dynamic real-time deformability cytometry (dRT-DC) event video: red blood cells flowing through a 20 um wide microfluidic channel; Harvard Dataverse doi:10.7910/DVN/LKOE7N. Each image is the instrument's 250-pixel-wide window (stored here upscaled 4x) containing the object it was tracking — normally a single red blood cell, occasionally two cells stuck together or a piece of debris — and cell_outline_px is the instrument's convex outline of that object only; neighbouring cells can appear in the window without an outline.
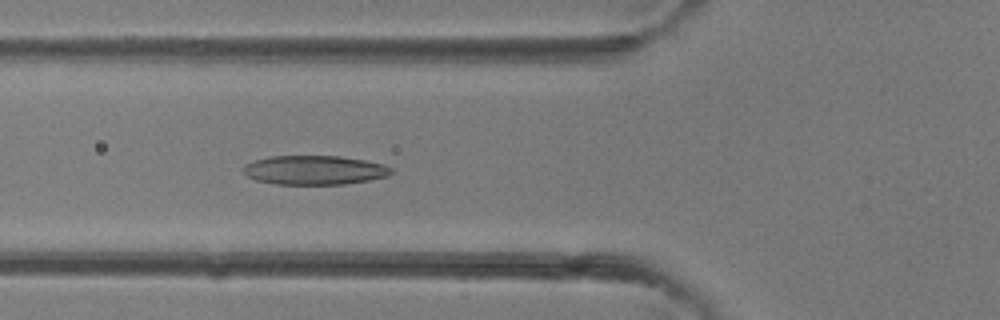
{"species": "common noctule bat (a hibernating species)", "species_latin": "Nyctalus noctula", "temperature_condition": "room temperature", "stored_images_in_passage": 40, "camera_frame_rate_fps": 3000, "um_per_image_px": 0.085, "animal": {"sex": "female"}, "frame": {"image": 1, "passage_image": 15, "time_ms": 4.667, "image_size_px": [1000, 320], "cell_outline_px": [[392, 172], [388, 176], [368, 180], [344, 184], [276, 184], [256, 180], [248, 176], [244, 172], [244, 164], [268, 156], [340, 156], [364, 160], [384, 164], [392, 168]], "centroid_in_image_um": [26.74, 14.45], "position_along_channel_um": 99.1, "area_um2": 25.03}}
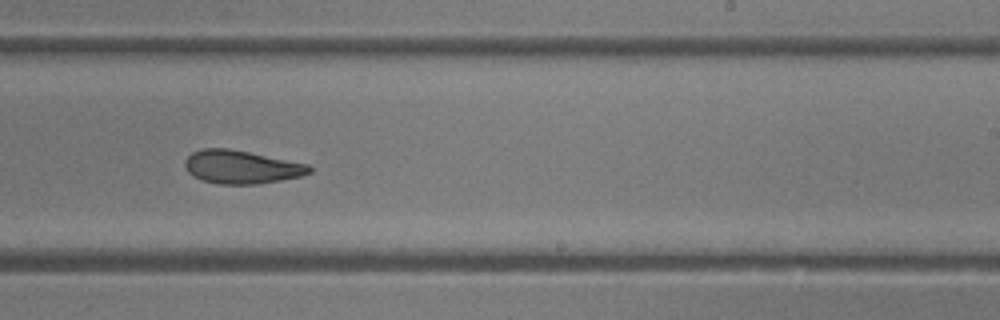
{"frame": {"image": 2, "passage_image": 25, "time_ms": 8.0, "image_size_px": [1000, 320], "cell_outline_px": [[312, 172], [300, 176], [280, 180], [256, 184], [216, 184], [200, 180], [188, 172], [184, 164], [184, 160], [192, 152], [200, 148], [228, 148], [308, 164], [312, 168]], "centroid_in_image_um": [20.47, 14.19], "position_along_channel_um": 268.5, "area_um2": 24.1}}
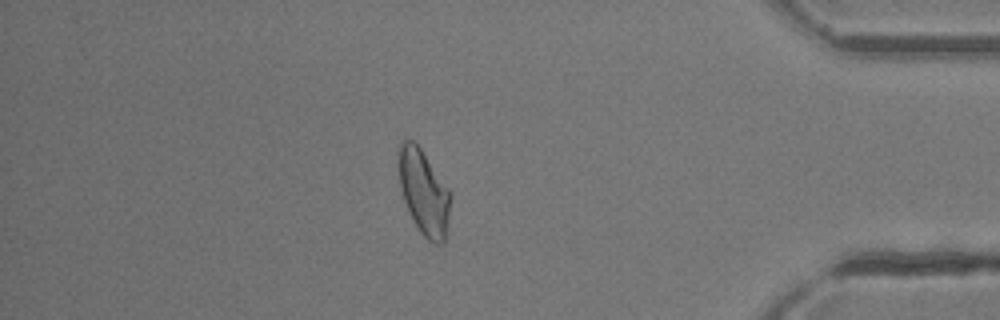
{"frame": {"image": 3, "passage_image": 35, "time_ms": 11.333, "image_size_px": [1000, 320], "cell_outline_px": [[452, 196], [448, 228], [444, 244], [432, 244], [420, 232], [404, 200], [400, 188], [396, 164], [400, 140], [412, 140], [420, 148], [448, 188]], "centroid_in_image_um": [36.02, 16.35], "position_along_channel_um": 399.2, "area_um2": 26.01}}